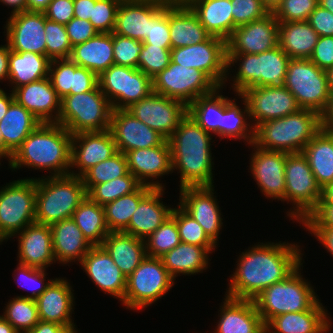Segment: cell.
I'll return each instance as SVG.
<instances>
[{"label":"cell","instance_id":"obj_19","mask_svg":"<svg viewBox=\"0 0 333 333\" xmlns=\"http://www.w3.org/2000/svg\"><path fill=\"white\" fill-rule=\"evenodd\" d=\"M279 22L270 12L263 19L241 25L226 41L227 53L258 54L278 46Z\"/></svg>","mask_w":333,"mask_h":333},{"label":"cell","instance_id":"obj_51","mask_svg":"<svg viewBox=\"0 0 333 333\" xmlns=\"http://www.w3.org/2000/svg\"><path fill=\"white\" fill-rule=\"evenodd\" d=\"M177 207L173 208L171 216L176 220L180 241L201 247H217L201 225L179 205Z\"/></svg>","mask_w":333,"mask_h":333},{"label":"cell","instance_id":"obj_22","mask_svg":"<svg viewBox=\"0 0 333 333\" xmlns=\"http://www.w3.org/2000/svg\"><path fill=\"white\" fill-rule=\"evenodd\" d=\"M117 151L151 148L161 145L166 139L145 123L135 118L127 109L112 110L110 129Z\"/></svg>","mask_w":333,"mask_h":333},{"label":"cell","instance_id":"obj_65","mask_svg":"<svg viewBox=\"0 0 333 333\" xmlns=\"http://www.w3.org/2000/svg\"><path fill=\"white\" fill-rule=\"evenodd\" d=\"M307 22L315 30V32L322 36H333V14L320 5H318L309 15Z\"/></svg>","mask_w":333,"mask_h":333},{"label":"cell","instance_id":"obj_58","mask_svg":"<svg viewBox=\"0 0 333 333\" xmlns=\"http://www.w3.org/2000/svg\"><path fill=\"white\" fill-rule=\"evenodd\" d=\"M122 0H96L89 21L98 33H113Z\"/></svg>","mask_w":333,"mask_h":333},{"label":"cell","instance_id":"obj_6","mask_svg":"<svg viewBox=\"0 0 333 333\" xmlns=\"http://www.w3.org/2000/svg\"><path fill=\"white\" fill-rule=\"evenodd\" d=\"M238 61L232 87L239 96L253 87L283 85L290 58L279 45L258 54L227 53L226 78L229 79L230 68Z\"/></svg>","mask_w":333,"mask_h":333},{"label":"cell","instance_id":"obj_11","mask_svg":"<svg viewBox=\"0 0 333 333\" xmlns=\"http://www.w3.org/2000/svg\"><path fill=\"white\" fill-rule=\"evenodd\" d=\"M36 178L12 181L0 190V238L8 240L35 221Z\"/></svg>","mask_w":333,"mask_h":333},{"label":"cell","instance_id":"obj_55","mask_svg":"<svg viewBox=\"0 0 333 333\" xmlns=\"http://www.w3.org/2000/svg\"><path fill=\"white\" fill-rule=\"evenodd\" d=\"M73 74L74 62L70 58L50 61L48 77L60 99L70 95Z\"/></svg>","mask_w":333,"mask_h":333},{"label":"cell","instance_id":"obj_74","mask_svg":"<svg viewBox=\"0 0 333 333\" xmlns=\"http://www.w3.org/2000/svg\"><path fill=\"white\" fill-rule=\"evenodd\" d=\"M51 0H27L26 10L44 12Z\"/></svg>","mask_w":333,"mask_h":333},{"label":"cell","instance_id":"obj_70","mask_svg":"<svg viewBox=\"0 0 333 333\" xmlns=\"http://www.w3.org/2000/svg\"><path fill=\"white\" fill-rule=\"evenodd\" d=\"M10 47L7 44L0 46V82L1 80H8L9 70H8V61H9Z\"/></svg>","mask_w":333,"mask_h":333},{"label":"cell","instance_id":"obj_60","mask_svg":"<svg viewBox=\"0 0 333 333\" xmlns=\"http://www.w3.org/2000/svg\"><path fill=\"white\" fill-rule=\"evenodd\" d=\"M233 30L252 21L263 19L270 11L262 0H231Z\"/></svg>","mask_w":333,"mask_h":333},{"label":"cell","instance_id":"obj_68","mask_svg":"<svg viewBox=\"0 0 333 333\" xmlns=\"http://www.w3.org/2000/svg\"><path fill=\"white\" fill-rule=\"evenodd\" d=\"M333 257V228H306Z\"/></svg>","mask_w":333,"mask_h":333},{"label":"cell","instance_id":"obj_28","mask_svg":"<svg viewBox=\"0 0 333 333\" xmlns=\"http://www.w3.org/2000/svg\"><path fill=\"white\" fill-rule=\"evenodd\" d=\"M168 0H122L117 12L114 33L144 41L149 29V19Z\"/></svg>","mask_w":333,"mask_h":333},{"label":"cell","instance_id":"obj_3","mask_svg":"<svg viewBox=\"0 0 333 333\" xmlns=\"http://www.w3.org/2000/svg\"><path fill=\"white\" fill-rule=\"evenodd\" d=\"M72 134L61 124L41 123L8 160L9 168L22 166L50 170V176L70 174Z\"/></svg>","mask_w":333,"mask_h":333},{"label":"cell","instance_id":"obj_78","mask_svg":"<svg viewBox=\"0 0 333 333\" xmlns=\"http://www.w3.org/2000/svg\"><path fill=\"white\" fill-rule=\"evenodd\" d=\"M318 5L333 14V0H318Z\"/></svg>","mask_w":333,"mask_h":333},{"label":"cell","instance_id":"obj_29","mask_svg":"<svg viewBox=\"0 0 333 333\" xmlns=\"http://www.w3.org/2000/svg\"><path fill=\"white\" fill-rule=\"evenodd\" d=\"M214 333H259L265 328L253 300L225 296Z\"/></svg>","mask_w":333,"mask_h":333},{"label":"cell","instance_id":"obj_54","mask_svg":"<svg viewBox=\"0 0 333 333\" xmlns=\"http://www.w3.org/2000/svg\"><path fill=\"white\" fill-rule=\"evenodd\" d=\"M19 274H17V276L15 274H13L15 276L14 280H16L19 285V287L21 286V288L27 289L28 291H31L30 295H26V296H18V297H22V298H30V299H34L36 300L46 289L47 287L50 285V283L54 280V279H48L47 282L45 279L46 276V272L45 269H41V268H35V267H31V266H27V265H22L18 263L17 269H16ZM20 275V276H18ZM23 282H21L20 280ZM21 283H20V282Z\"/></svg>","mask_w":333,"mask_h":333},{"label":"cell","instance_id":"obj_76","mask_svg":"<svg viewBox=\"0 0 333 333\" xmlns=\"http://www.w3.org/2000/svg\"><path fill=\"white\" fill-rule=\"evenodd\" d=\"M0 333H18L14 327L0 316Z\"/></svg>","mask_w":333,"mask_h":333},{"label":"cell","instance_id":"obj_79","mask_svg":"<svg viewBox=\"0 0 333 333\" xmlns=\"http://www.w3.org/2000/svg\"><path fill=\"white\" fill-rule=\"evenodd\" d=\"M329 88L331 93H333V67L327 71Z\"/></svg>","mask_w":333,"mask_h":333},{"label":"cell","instance_id":"obj_24","mask_svg":"<svg viewBox=\"0 0 333 333\" xmlns=\"http://www.w3.org/2000/svg\"><path fill=\"white\" fill-rule=\"evenodd\" d=\"M127 168L142 185L152 188H164L157 179L173 173L171 149L168 140L151 148L135 149L125 153ZM149 179H152L151 181ZM149 181V182H148Z\"/></svg>","mask_w":333,"mask_h":333},{"label":"cell","instance_id":"obj_75","mask_svg":"<svg viewBox=\"0 0 333 333\" xmlns=\"http://www.w3.org/2000/svg\"><path fill=\"white\" fill-rule=\"evenodd\" d=\"M319 204H333V182L328 183L322 188Z\"/></svg>","mask_w":333,"mask_h":333},{"label":"cell","instance_id":"obj_71","mask_svg":"<svg viewBox=\"0 0 333 333\" xmlns=\"http://www.w3.org/2000/svg\"><path fill=\"white\" fill-rule=\"evenodd\" d=\"M322 129L333 133V93L326 111L321 115Z\"/></svg>","mask_w":333,"mask_h":333},{"label":"cell","instance_id":"obj_48","mask_svg":"<svg viewBox=\"0 0 333 333\" xmlns=\"http://www.w3.org/2000/svg\"><path fill=\"white\" fill-rule=\"evenodd\" d=\"M127 173L126 156L124 153L117 151L107 160L92 166L81 177L88 193L95 185L125 176Z\"/></svg>","mask_w":333,"mask_h":333},{"label":"cell","instance_id":"obj_18","mask_svg":"<svg viewBox=\"0 0 333 333\" xmlns=\"http://www.w3.org/2000/svg\"><path fill=\"white\" fill-rule=\"evenodd\" d=\"M4 28L10 50L46 56L44 12L26 10L10 15Z\"/></svg>","mask_w":333,"mask_h":333},{"label":"cell","instance_id":"obj_42","mask_svg":"<svg viewBox=\"0 0 333 333\" xmlns=\"http://www.w3.org/2000/svg\"><path fill=\"white\" fill-rule=\"evenodd\" d=\"M309 166L321 188L333 182V133L321 129L304 147Z\"/></svg>","mask_w":333,"mask_h":333},{"label":"cell","instance_id":"obj_1","mask_svg":"<svg viewBox=\"0 0 333 333\" xmlns=\"http://www.w3.org/2000/svg\"><path fill=\"white\" fill-rule=\"evenodd\" d=\"M299 245L260 243L242 252L230 279L226 296L253 300L274 283L285 280L302 263Z\"/></svg>","mask_w":333,"mask_h":333},{"label":"cell","instance_id":"obj_30","mask_svg":"<svg viewBox=\"0 0 333 333\" xmlns=\"http://www.w3.org/2000/svg\"><path fill=\"white\" fill-rule=\"evenodd\" d=\"M70 283L64 278H55L36 299L39 319L63 326H76L72 322L74 295Z\"/></svg>","mask_w":333,"mask_h":333},{"label":"cell","instance_id":"obj_33","mask_svg":"<svg viewBox=\"0 0 333 333\" xmlns=\"http://www.w3.org/2000/svg\"><path fill=\"white\" fill-rule=\"evenodd\" d=\"M324 308L318 300L309 310L273 317L265 327L270 333H327L331 323Z\"/></svg>","mask_w":333,"mask_h":333},{"label":"cell","instance_id":"obj_61","mask_svg":"<svg viewBox=\"0 0 333 333\" xmlns=\"http://www.w3.org/2000/svg\"><path fill=\"white\" fill-rule=\"evenodd\" d=\"M65 27L72 47L86 42L98 33L89 20L77 17H73Z\"/></svg>","mask_w":333,"mask_h":333},{"label":"cell","instance_id":"obj_40","mask_svg":"<svg viewBox=\"0 0 333 333\" xmlns=\"http://www.w3.org/2000/svg\"><path fill=\"white\" fill-rule=\"evenodd\" d=\"M318 38L307 21L279 22L278 45L290 59H309Z\"/></svg>","mask_w":333,"mask_h":333},{"label":"cell","instance_id":"obj_64","mask_svg":"<svg viewBox=\"0 0 333 333\" xmlns=\"http://www.w3.org/2000/svg\"><path fill=\"white\" fill-rule=\"evenodd\" d=\"M98 85V76L74 62V74L70 94H78L93 90Z\"/></svg>","mask_w":333,"mask_h":333},{"label":"cell","instance_id":"obj_57","mask_svg":"<svg viewBox=\"0 0 333 333\" xmlns=\"http://www.w3.org/2000/svg\"><path fill=\"white\" fill-rule=\"evenodd\" d=\"M318 0H282L272 12L278 22L307 21Z\"/></svg>","mask_w":333,"mask_h":333},{"label":"cell","instance_id":"obj_31","mask_svg":"<svg viewBox=\"0 0 333 333\" xmlns=\"http://www.w3.org/2000/svg\"><path fill=\"white\" fill-rule=\"evenodd\" d=\"M171 49L206 41L211 35L183 0H169Z\"/></svg>","mask_w":333,"mask_h":333},{"label":"cell","instance_id":"obj_62","mask_svg":"<svg viewBox=\"0 0 333 333\" xmlns=\"http://www.w3.org/2000/svg\"><path fill=\"white\" fill-rule=\"evenodd\" d=\"M324 71L333 67V36L318 38L317 44L309 58Z\"/></svg>","mask_w":333,"mask_h":333},{"label":"cell","instance_id":"obj_56","mask_svg":"<svg viewBox=\"0 0 333 333\" xmlns=\"http://www.w3.org/2000/svg\"><path fill=\"white\" fill-rule=\"evenodd\" d=\"M142 44L171 46L169 31V0L149 19L148 34Z\"/></svg>","mask_w":333,"mask_h":333},{"label":"cell","instance_id":"obj_20","mask_svg":"<svg viewBox=\"0 0 333 333\" xmlns=\"http://www.w3.org/2000/svg\"><path fill=\"white\" fill-rule=\"evenodd\" d=\"M214 197V186L184 187L180 188L178 205L201 225L217 245L223 219Z\"/></svg>","mask_w":333,"mask_h":333},{"label":"cell","instance_id":"obj_43","mask_svg":"<svg viewBox=\"0 0 333 333\" xmlns=\"http://www.w3.org/2000/svg\"><path fill=\"white\" fill-rule=\"evenodd\" d=\"M217 87L209 94L195 99L188 107L187 114L207 133L222 138V95Z\"/></svg>","mask_w":333,"mask_h":333},{"label":"cell","instance_id":"obj_10","mask_svg":"<svg viewBox=\"0 0 333 333\" xmlns=\"http://www.w3.org/2000/svg\"><path fill=\"white\" fill-rule=\"evenodd\" d=\"M283 86L294 96L301 109L322 115L331 100L327 71L310 59H290Z\"/></svg>","mask_w":333,"mask_h":333},{"label":"cell","instance_id":"obj_23","mask_svg":"<svg viewBox=\"0 0 333 333\" xmlns=\"http://www.w3.org/2000/svg\"><path fill=\"white\" fill-rule=\"evenodd\" d=\"M117 152L116 143L110 130L81 132L72 135L71 169L81 177L92 166L107 160Z\"/></svg>","mask_w":333,"mask_h":333},{"label":"cell","instance_id":"obj_41","mask_svg":"<svg viewBox=\"0 0 333 333\" xmlns=\"http://www.w3.org/2000/svg\"><path fill=\"white\" fill-rule=\"evenodd\" d=\"M50 59L34 52L10 50L8 70L12 91L18 87L48 77Z\"/></svg>","mask_w":333,"mask_h":333},{"label":"cell","instance_id":"obj_16","mask_svg":"<svg viewBox=\"0 0 333 333\" xmlns=\"http://www.w3.org/2000/svg\"><path fill=\"white\" fill-rule=\"evenodd\" d=\"M246 101L254 129L261 123L285 117L301 109L295 96L283 85L253 87L239 95ZM256 121V122H255Z\"/></svg>","mask_w":333,"mask_h":333},{"label":"cell","instance_id":"obj_9","mask_svg":"<svg viewBox=\"0 0 333 333\" xmlns=\"http://www.w3.org/2000/svg\"><path fill=\"white\" fill-rule=\"evenodd\" d=\"M284 172L285 201L287 204L292 203L294 207L288 211L287 215L303 223L318 208L322 188L317 183L308 160L302 152L286 153Z\"/></svg>","mask_w":333,"mask_h":333},{"label":"cell","instance_id":"obj_77","mask_svg":"<svg viewBox=\"0 0 333 333\" xmlns=\"http://www.w3.org/2000/svg\"><path fill=\"white\" fill-rule=\"evenodd\" d=\"M262 2L270 12H273L282 0H262Z\"/></svg>","mask_w":333,"mask_h":333},{"label":"cell","instance_id":"obj_14","mask_svg":"<svg viewBox=\"0 0 333 333\" xmlns=\"http://www.w3.org/2000/svg\"><path fill=\"white\" fill-rule=\"evenodd\" d=\"M152 82L153 92L178 100L187 107L218 87L204 72L172 61Z\"/></svg>","mask_w":333,"mask_h":333},{"label":"cell","instance_id":"obj_5","mask_svg":"<svg viewBox=\"0 0 333 333\" xmlns=\"http://www.w3.org/2000/svg\"><path fill=\"white\" fill-rule=\"evenodd\" d=\"M86 197L82 177L68 174L36 178L35 221L51 225L72 218Z\"/></svg>","mask_w":333,"mask_h":333},{"label":"cell","instance_id":"obj_17","mask_svg":"<svg viewBox=\"0 0 333 333\" xmlns=\"http://www.w3.org/2000/svg\"><path fill=\"white\" fill-rule=\"evenodd\" d=\"M127 110L166 140L173 135L181 120L187 115L185 104L153 91L139 102L133 103Z\"/></svg>","mask_w":333,"mask_h":333},{"label":"cell","instance_id":"obj_59","mask_svg":"<svg viewBox=\"0 0 333 333\" xmlns=\"http://www.w3.org/2000/svg\"><path fill=\"white\" fill-rule=\"evenodd\" d=\"M141 49L142 41L113 32V58L115 65L138 68V56Z\"/></svg>","mask_w":333,"mask_h":333},{"label":"cell","instance_id":"obj_52","mask_svg":"<svg viewBox=\"0 0 333 333\" xmlns=\"http://www.w3.org/2000/svg\"><path fill=\"white\" fill-rule=\"evenodd\" d=\"M46 56L50 60L70 58L72 46L64 24L45 16Z\"/></svg>","mask_w":333,"mask_h":333},{"label":"cell","instance_id":"obj_38","mask_svg":"<svg viewBox=\"0 0 333 333\" xmlns=\"http://www.w3.org/2000/svg\"><path fill=\"white\" fill-rule=\"evenodd\" d=\"M70 59L99 76L114 64L113 33H97L86 42L75 45Z\"/></svg>","mask_w":333,"mask_h":333},{"label":"cell","instance_id":"obj_46","mask_svg":"<svg viewBox=\"0 0 333 333\" xmlns=\"http://www.w3.org/2000/svg\"><path fill=\"white\" fill-rule=\"evenodd\" d=\"M153 188L147 185H141L131 194L121 196L116 200L103 206L105 222L110 232H121L129 224L132 214L138 207L139 202Z\"/></svg>","mask_w":333,"mask_h":333},{"label":"cell","instance_id":"obj_37","mask_svg":"<svg viewBox=\"0 0 333 333\" xmlns=\"http://www.w3.org/2000/svg\"><path fill=\"white\" fill-rule=\"evenodd\" d=\"M101 246L126 277L132 274L147 256L145 241L122 231L110 232Z\"/></svg>","mask_w":333,"mask_h":333},{"label":"cell","instance_id":"obj_34","mask_svg":"<svg viewBox=\"0 0 333 333\" xmlns=\"http://www.w3.org/2000/svg\"><path fill=\"white\" fill-rule=\"evenodd\" d=\"M54 258L62 264L82 261L93 245L84 237L72 218L50 225Z\"/></svg>","mask_w":333,"mask_h":333},{"label":"cell","instance_id":"obj_63","mask_svg":"<svg viewBox=\"0 0 333 333\" xmlns=\"http://www.w3.org/2000/svg\"><path fill=\"white\" fill-rule=\"evenodd\" d=\"M47 19L66 25L74 17L73 0H51L44 11Z\"/></svg>","mask_w":333,"mask_h":333},{"label":"cell","instance_id":"obj_7","mask_svg":"<svg viewBox=\"0 0 333 333\" xmlns=\"http://www.w3.org/2000/svg\"><path fill=\"white\" fill-rule=\"evenodd\" d=\"M301 266L253 299L265 325L275 316L309 310L319 300L310 282L302 278Z\"/></svg>","mask_w":333,"mask_h":333},{"label":"cell","instance_id":"obj_27","mask_svg":"<svg viewBox=\"0 0 333 333\" xmlns=\"http://www.w3.org/2000/svg\"><path fill=\"white\" fill-rule=\"evenodd\" d=\"M17 235L19 264L46 270L56 262L50 225L34 222Z\"/></svg>","mask_w":333,"mask_h":333},{"label":"cell","instance_id":"obj_66","mask_svg":"<svg viewBox=\"0 0 333 333\" xmlns=\"http://www.w3.org/2000/svg\"><path fill=\"white\" fill-rule=\"evenodd\" d=\"M302 226L333 228V204H319L318 208L302 223Z\"/></svg>","mask_w":333,"mask_h":333},{"label":"cell","instance_id":"obj_25","mask_svg":"<svg viewBox=\"0 0 333 333\" xmlns=\"http://www.w3.org/2000/svg\"><path fill=\"white\" fill-rule=\"evenodd\" d=\"M80 264L99 289L120 301L124 299L127 277L102 246H93Z\"/></svg>","mask_w":333,"mask_h":333},{"label":"cell","instance_id":"obj_49","mask_svg":"<svg viewBox=\"0 0 333 333\" xmlns=\"http://www.w3.org/2000/svg\"><path fill=\"white\" fill-rule=\"evenodd\" d=\"M142 184L128 172L125 176L115 178L102 184L95 185L87 196L95 203L104 206L136 191Z\"/></svg>","mask_w":333,"mask_h":333},{"label":"cell","instance_id":"obj_4","mask_svg":"<svg viewBox=\"0 0 333 333\" xmlns=\"http://www.w3.org/2000/svg\"><path fill=\"white\" fill-rule=\"evenodd\" d=\"M322 129L321 115L311 109L259 124L254 129V144L262 149L286 153L302 152Z\"/></svg>","mask_w":333,"mask_h":333},{"label":"cell","instance_id":"obj_53","mask_svg":"<svg viewBox=\"0 0 333 333\" xmlns=\"http://www.w3.org/2000/svg\"><path fill=\"white\" fill-rule=\"evenodd\" d=\"M171 61V46L142 44L138 56V69L153 79L162 72Z\"/></svg>","mask_w":333,"mask_h":333},{"label":"cell","instance_id":"obj_47","mask_svg":"<svg viewBox=\"0 0 333 333\" xmlns=\"http://www.w3.org/2000/svg\"><path fill=\"white\" fill-rule=\"evenodd\" d=\"M8 302L4 314L1 316L9 322L18 333H25L33 329L40 321L36 300L16 296Z\"/></svg>","mask_w":333,"mask_h":333},{"label":"cell","instance_id":"obj_13","mask_svg":"<svg viewBox=\"0 0 333 333\" xmlns=\"http://www.w3.org/2000/svg\"><path fill=\"white\" fill-rule=\"evenodd\" d=\"M98 86L112 109H127L153 91L152 79L138 68L111 65L98 76Z\"/></svg>","mask_w":333,"mask_h":333},{"label":"cell","instance_id":"obj_69","mask_svg":"<svg viewBox=\"0 0 333 333\" xmlns=\"http://www.w3.org/2000/svg\"><path fill=\"white\" fill-rule=\"evenodd\" d=\"M74 2V17L82 20H89L92 16L93 5L96 0H73Z\"/></svg>","mask_w":333,"mask_h":333},{"label":"cell","instance_id":"obj_12","mask_svg":"<svg viewBox=\"0 0 333 333\" xmlns=\"http://www.w3.org/2000/svg\"><path fill=\"white\" fill-rule=\"evenodd\" d=\"M161 258L146 256L126 279L123 305L140 310L161 299L174 285Z\"/></svg>","mask_w":333,"mask_h":333},{"label":"cell","instance_id":"obj_8","mask_svg":"<svg viewBox=\"0 0 333 333\" xmlns=\"http://www.w3.org/2000/svg\"><path fill=\"white\" fill-rule=\"evenodd\" d=\"M112 106L97 85L88 92L70 94L61 99L58 124L72 135L110 129Z\"/></svg>","mask_w":333,"mask_h":333},{"label":"cell","instance_id":"obj_36","mask_svg":"<svg viewBox=\"0 0 333 333\" xmlns=\"http://www.w3.org/2000/svg\"><path fill=\"white\" fill-rule=\"evenodd\" d=\"M211 35L227 41L233 33L231 0H183Z\"/></svg>","mask_w":333,"mask_h":333},{"label":"cell","instance_id":"obj_21","mask_svg":"<svg viewBox=\"0 0 333 333\" xmlns=\"http://www.w3.org/2000/svg\"><path fill=\"white\" fill-rule=\"evenodd\" d=\"M255 150L251 154L250 171L267 198L285 201L286 152L266 150L251 144Z\"/></svg>","mask_w":333,"mask_h":333},{"label":"cell","instance_id":"obj_26","mask_svg":"<svg viewBox=\"0 0 333 333\" xmlns=\"http://www.w3.org/2000/svg\"><path fill=\"white\" fill-rule=\"evenodd\" d=\"M11 92L14 100L30 111L41 123L58 122L61 99L52 87L49 77L18 87Z\"/></svg>","mask_w":333,"mask_h":333},{"label":"cell","instance_id":"obj_39","mask_svg":"<svg viewBox=\"0 0 333 333\" xmlns=\"http://www.w3.org/2000/svg\"><path fill=\"white\" fill-rule=\"evenodd\" d=\"M215 248L181 242L162 256L161 259L168 273L175 280L178 274L195 275L206 270L209 264L208 255Z\"/></svg>","mask_w":333,"mask_h":333},{"label":"cell","instance_id":"obj_45","mask_svg":"<svg viewBox=\"0 0 333 333\" xmlns=\"http://www.w3.org/2000/svg\"><path fill=\"white\" fill-rule=\"evenodd\" d=\"M241 99L244 109L239 108L235 98L231 100L222 95V138L244 139L251 145L254 142V127L246 121L250 119L249 112L246 101L242 97Z\"/></svg>","mask_w":333,"mask_h":333},{"label":"cell","instance_id":"obj_2","mask_svg":"<svg viewBox=\"0 0 333 333\" xmlns=\"http://www.w3.org/2000/svg\"><path fill=\"white\" fill-rule=\"evenodd\" d=\"M211 135L187 114L168 139L172 171L179 170L180 188L214 186Z\"/></svg>","mask_w":333,"mask_h":333},{"label":"cell","instance_id":"obj_72","mask_svg":"<svg viewBox=\"0 0 333 333\" xmlns=\"http://www.w3.org/2000/svg\"><path fill=\"white\" fill-rule=\"evenodd\" d=\"M13 92L7 94L4 90L0 88V121L5 116L8 111L10 105L14 102Z\"/></svg>","mask_w":333,"mask_h":333},{"label":"cell","instance_id":"obj_80","mask_svg":"<svg viewBox=\"0 0 333 333\" xmlns=\"http://www.w3.org/2000/svg\"><path fill=\"white\" fill-rule=\"evenodd\" d=\"M1 158H3V136H2V132L0 130V159Z\"/></svg>","mask_w":333,"mask_h":333},{"label":"cell","instance_id":"obj_15","mask_svg":"<svg viewBox=\"0 0 333 333\" xmlns=\"http://www.w3.org/2000/svg\"><path fill=\"white\" fill-rule=\"evenodd\" d=\"M171 61L204 72L218 87L227 81L226 41L210 36L206 41L171 49Z\"/></svg>","mask_w":333,"mask_h":333},{"label":"cell","instance_id":"obj_67","mask_svg":"<svg viewBox=\"0 0 333 333\" xmlns=\"http://www.w3.org/2000/svg\"><path fill=\"white\" fill-rule=\"evenodd\" d=\"M75 326H63L54 322L39 321L25 333H77Z\"/></svg>","mask_w":333,"mask_h":333},{"label":"cell","instance_id":"obj_73","mask_svg":"<svg viewBox=\"0 0 333 333\" xmlns=\"http://www.w3.org/2000/svg\"><path fill=\"white\" fill-rule=\"evenodd\" d=\"M1 3L8 7H12L10 15L26 11L27 0H0Z\"/></svg>","mask_w":333,"mask_h":333},{"label":"cell","instance_id":"obj_32","mask_svg":"<svg viewBox=\"0 0 333 333\" xmlns=\"http://www.w3.org/2000/svg\"><path fill=\"white\" fill-rule=\"evenodd\" d=\"M164 188H153L138 204L128 226L122 231L145 240L171 216L173 208L165 206Z\"/></svg>","mask_w":333,"mask_h":333},{"label":"cell","instance_id":"obj_44","mask_svg":"<svg viewBox=\"0 0 333 333\" xmlns=\"http://www.w3.org/2000/svg\"><path fill=\"white\" fill-rule=\"evenodd\" d=\"M72 219L93 246H101L110 233L105 222L103 206L93 202L88 196L74 211Z\"/></svg>","mask_w":333,"mask_h":333},{"label":"cell","instance_id":"obj_35","mask_svg":"<svg viewBox=\"0 0 333 333\" xmlns=\"http://www.w3.org/2000/svg\"><path fill=\"white\" fill-rule=\"evenodd\" d=\"M40 124L41 121L30 111L14 101L0 121V130L3 136V158L10 159L16 149Z\"/></svg>","mask_w":333,"mask_h":333},{"label":"cell","instance_id":"obj_50","mask_svg":"<svg viewBox=\"0 0 333 333\" xmlns=\"http://www.w3.org/2000/svg\"><path fill=\"white\" fill-rule=\"evenodd\" d=\"M145 241L146 255L161 258L181 243L176 220L170 216Z\"/></svg>","mask_w":333,"mask_h":333}]
</instances>
